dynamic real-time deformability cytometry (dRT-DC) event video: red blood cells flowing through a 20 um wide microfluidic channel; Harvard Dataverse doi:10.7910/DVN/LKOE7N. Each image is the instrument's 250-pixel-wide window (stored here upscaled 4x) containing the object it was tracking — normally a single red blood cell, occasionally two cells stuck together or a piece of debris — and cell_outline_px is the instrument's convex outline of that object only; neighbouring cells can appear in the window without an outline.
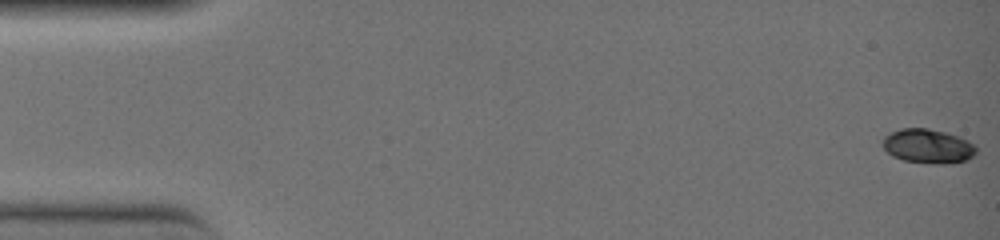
{"species": "common noctule bat (a hibernating species)", "species_latin": "Nyctalus noctula", "temperature_condition": "warm", "stored_images_in_passage": 48, "camera_frame_rate_fps": 3000, "um_per_image_px": 0.085, "animal": {"sex": "female", "body_mass_g": 19.0, "forearm_length_mm": 51.5}, "frame": {"image": 1, "passage_image": 1, "time_ms": 0.0, "image_size_px": [1000, 240], "cell_outline_px": [[976, 152], [972, 156], [964, 160], [944, 164], [940, 164], [904, 160], [892, 156], [884, 148], [884, 136], [900, 128], [928, 128], [960, 136], [976, 144]], "centroid_in_image_um": [78.9, 12.41], "position_along_channel_um": 6.1, "area_um2": 18.5}}
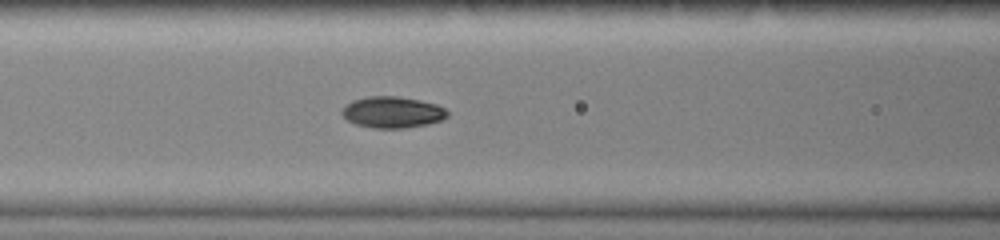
{"frame": {"image": 2, "passage_image": 22, "time_ms": 7.0, "image_size_px": [1000, 240], "cell_outline_px": [[448, 116], [440, 120], [428, 124], [404, 128], [372, 128], [356, 124], [348, 120], [340, 112], [352, 100], [368, 96], [400, 96], [420, 100], [436, 104], [444, 108], [448, 112]], "centroid_in_image_um": [33.36, 9.53], "position_along_channel_um": 133.2, "area_um2": 19.19}}
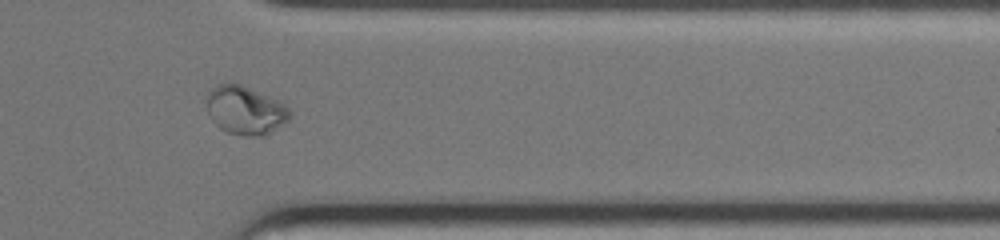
{"frame": {"image": 3, "passage_image": 41, "time_ms": 13.333, "image_size_px": [1000, 240], "cell_outline_px": [[292, 116], [288, 120], [264, 136], [244, 136], [228, 132], [220, 128], [212, 120], [208, 112], [204, 96], [216, 84], [224, 80], [228, 80], [240, 84], [280, 100], [292, 112]], "centroid_in_image_um": [20.81, 9.33], "position_along_channel_um": 390.6, "area_um2": 24.04}, "authors_computed_cell_mechanics": {"area_um2": 18.6983, "velocity_mm_per_s": 4.0592, "shape_relaxation_time_tau1_ms": null, "shape_relaxation_time_tau2_ms": 1.3334, "deformation_change_tau1": null, "deformation_change_tau2": 0.0293}}